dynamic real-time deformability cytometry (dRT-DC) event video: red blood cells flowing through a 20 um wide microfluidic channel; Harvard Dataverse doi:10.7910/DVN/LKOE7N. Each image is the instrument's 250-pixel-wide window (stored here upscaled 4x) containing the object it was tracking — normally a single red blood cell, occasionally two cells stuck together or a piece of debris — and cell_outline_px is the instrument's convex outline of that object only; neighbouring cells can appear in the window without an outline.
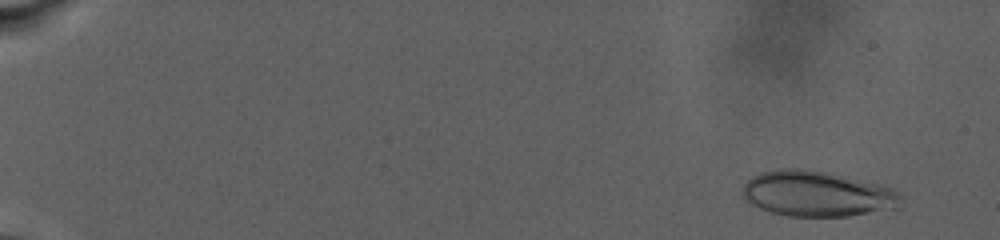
{"species": "human", "species_latin": "Homo sapiens", "temperature_condition": "warm", "stored_images_in_passage": 81, "camera_frame_rate_fps": 3000, "um_per_image_px": 0.085, "donor": {"sex": "male"}, "frame": {"image": 1, "passage_image": 7, "time_ms": 2.0, "image_size_px": [1000, 240], "cell_outline_px": [[900, 196], [896, 208], [848, 216], [788, 216], [772, 212], [760, 208], [752, 204], [740, 196], [740, 192], [744, 184], [752, 176], [760, 172], [780, 168], [804, 168], [828, 172], [892, 188], [900, 192]], "centroid_in_image_um": [69.37, 16.46], "position_along_channel_um": 15.6, "area_um2": 41.91}}
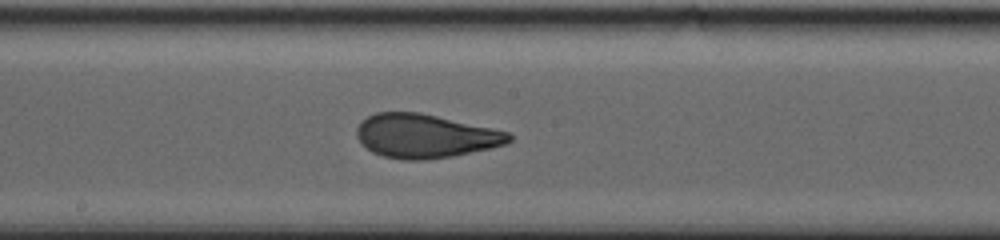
{"frame": {"image": 2, "passage_image": 51, "time_ms": 16.667, "image_size_px": [1000, 240], "cell_outline_px": [[512, 140], [504, 144], [488, 148], [452, 156], [424, 160], [404, 160], [384, 156], [372, 152], [356, 136], [356, 128], [360, 120], [376, 112], [420, 112], [492, 128], [508, 132], [512, 136]], "centroid_in_image_um": [36.1, 11.55], "position_along_channel_um": 212.1, "area_um2": 38.61}}
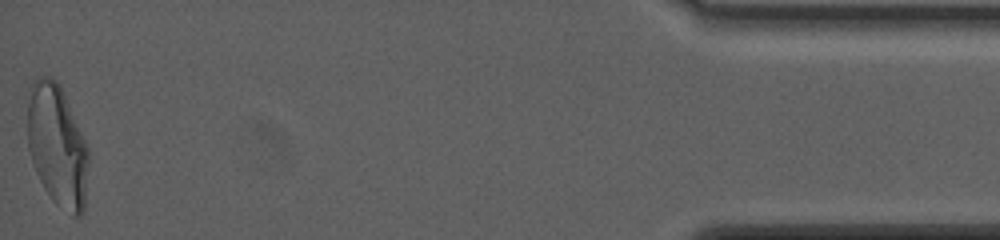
{"frame": {"image": 3, "passage_image": 81, "time_ms": 28.0, "image_size_px": [1000, 240], "cell_outline_px": [[88, 164], [84, 212], [80, 216], [72, 216], [56, 204], [52, 200], [44, 188], [36, 172], [28, 148], [24, 96], [32, 80], [36, 76], [52, 76], [60, 84], [88, 148]], "centroid_in_image_um": [4.8, 12.29], "position_along_channel_um": 430.4, "area_um2": 44.39}, "authors_computed_cell_mechanics": {"area_um2": 39.1884, "velocity_mm_per_s": 2.5971, "shape_relaxation_time_tau1_ms": 10.7571, "shape_relaxation_time_tau2_ms": 1.1971, "deformation_change_tau1": 0.2493, "deformation_change_tau2": 0.0711}}